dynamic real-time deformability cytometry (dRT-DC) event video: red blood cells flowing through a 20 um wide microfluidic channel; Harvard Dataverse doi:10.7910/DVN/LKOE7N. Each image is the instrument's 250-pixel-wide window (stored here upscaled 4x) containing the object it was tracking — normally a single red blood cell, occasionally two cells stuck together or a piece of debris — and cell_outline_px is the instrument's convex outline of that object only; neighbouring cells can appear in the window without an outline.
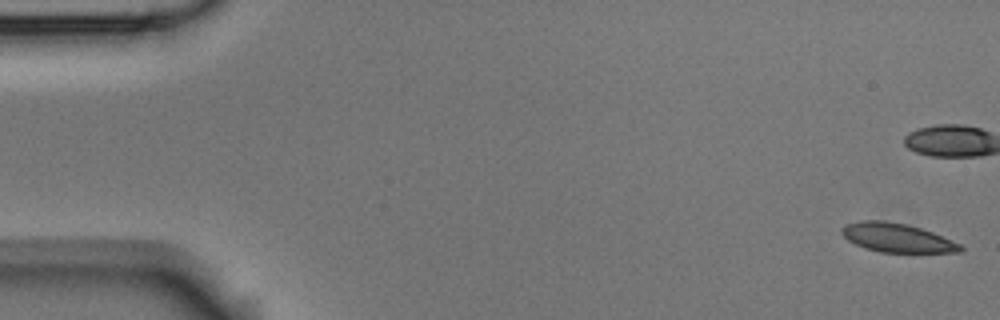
{"species": "Egyptian fruit bat (a non-hibernating species)", "species_latin": "Rousettus aegyptiacus", "temperature_condition": "room temperature", "stored_images_in_passage": 7, "camera_frame_rate_fps": 3000, "um_per_image_px": 0.085, "animal": {"sex": "male"}, "frame": {"image": 1, "passage_image": 1, "time_ms": 0.0, "image_size_px": [1000, 320], "cell_outline_px": [[964, 248], [960, 252], [880, 252], [856, 244], [848, 240], [840, 232], [840, 228], [848, 224], [860, 220], [884, 220], [904, 224], [920, 228], [932, 232], [960, 244]], "centroid_in_image_um": [76.22, 20.2], "position_along_channel_um": 8.8, "area_um2": 19.65}}
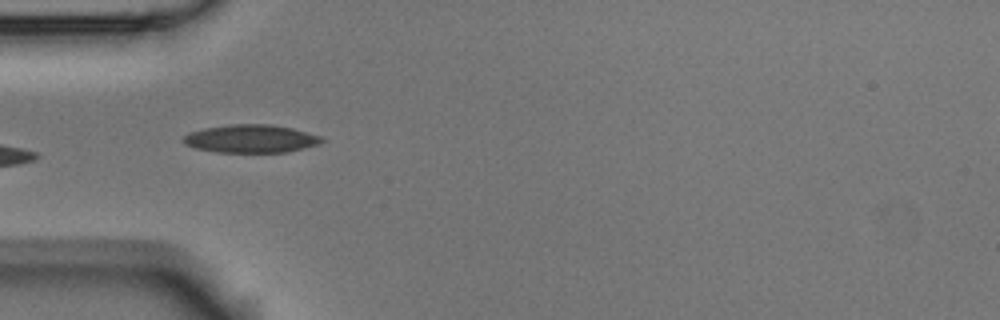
{"frame": {"image": 2, "passage_image": 6, "time_ms": 6.0, "image_size_px": [1000, 320], "cell_outline_px": [[324, 140], [320, 144], [288, 152], [216, 152], [196, 148], [184, 144], [184, 136], [192, 132], [204, 128], [228, 124], [272, 124], [292, 128], [320, 136]], "centroid_in_image_um": [21.35, 11.79], "position_along_channel_um": 63.7, "area_um2": 22.54}}
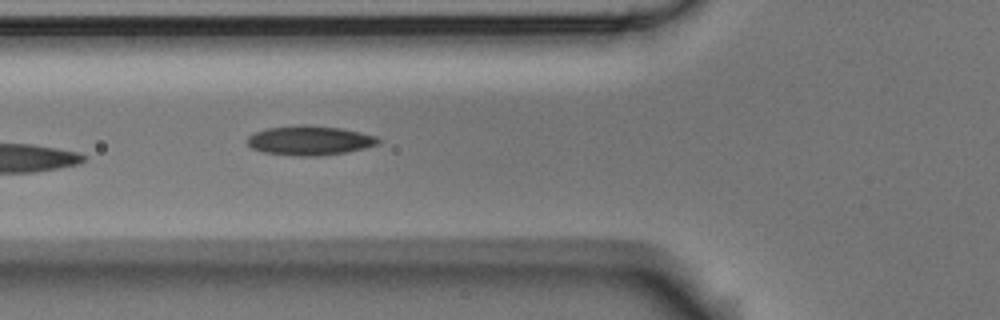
{"frame": {"image": 3, "passage_image": 7, "time_ms": 7.0, "image_size_px": [1000, 320], "cell_outline_px": [[384, 140], [380, 144], [348, 152], [320, 156], [292, 156], [264, 152], [252, 148], [248, 144], [248, 136], [256, 132], [268, 128], [304, 124], [340, 128], [360, 132], [376, 136]], "centroid_in_image_um": [26.38, 11.95], "position_along_channel_um": 99.4, "area_um2": 22.6}}